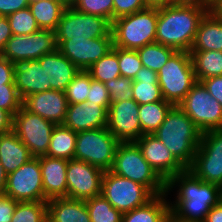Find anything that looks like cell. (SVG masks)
Masks as SVG:
<instances>
[{"mask_svg":"<svg viewBox=\"0 0 222 222\" xmlns=\"http://www.w3.org/2000/svg\"><path fill=\"white\" fill-rule=\"evenodd\" d=\"M177 186L176 201L169 202L174 222H204L210 209L222 201L221 186L198 179L188 169L166 182V193Z\"/></svg>","mask_w":222,"mask_h":222,"instance_id":"1","label":"cell"},{"mask_svg":"<svg viewBox=\"0 0 222 222\" xmlns=\"http://www.w3.org/2000/svg\"><path fill=\"white\" fill-rule=\"evenodd\" d=\"M205 5L171 4L158 9L155 42L190 52Z\"/></svg>","mask_w":222,"mask_h":222,"instance_id":"2","label":"cell"},{"mask_svg":"<svg viewBox=\"0 0 222 222\" xmlns=\"http://www.w3.org/2000/svg\"><path fill=\"white\" fill-rule=\"evenodd\" d=\"M188 169L200 145L202 132L178 105L167 112L164 122L153 134Z\"/></svg>","mask_w":222,"mask_h":222,"instance_id":"3","label":"cell"},{"mask_svg":"<svg viewBox=\"0 0 222 222\" xmlns=\"http://www.w3.org/2000/svg\"><path fill=\"white\" fill-rule=\"evenodd\" d=\"M110 171L144 185L154 196L166 193V182L144 159L135 142L118 145Z\"/></svg>","mask_w":222,"mask_h":222,"instance_id":"4","label":"cell"},{"mask_svg":"<svg viewBox=\"0 0 222 222\" xmlns=\"http://www.w3.org/2000/svg\"><path fill=\"white\" fill-rule=\"evenodd\" d=\"M157 19L158 9L146 8L113 20V47L137 50L146 44L154 43Z\"/></svg>","mask_w":222,"mask_h":222,"instance_id":"5","label":"cell"},{"mask_svg":"<svg viewBox=\"0 0 222 222\" xmlns=\"http://www.w3.org/2000/svg\"><path fill=\"white\" fill-rule=\"evenodd\" d=\"M157 75L163 98L172 105H179L197 82L187 51H175Z\"/></svg>","mask_w":222,"mask_h":222,"instance_id":"6","label":"cell"},{"mask_svg":"<svg viewBox=\"0 0 222 222\" xmlns=\"http://www.w3.org/2000/svg\"><path fill=\"white\" fill-rule=\"evenodd\" d=\"M120 142L106 128L77 132L74 159L109 171Z\"/></svg>","mask_w":222,"mask_h":222,"instance_id":"7","label":"cell"},{"mask_svg":"<svg viewBox=\"0 0 222 222\" xmlns=\"http://www.w3.org/2000/svg\"><path fill=\"white\" fill-rule=\"evenodd\" d=\"M101 194L122 214L145 205L154 195L142 184L105 171Z\"/></svg>","mask_w":222,"mask_h":222,"instance_id":"8","label":"cell"},{"mask_svg":"<svg viewBox=\"0 0 222 222\" xmlns=\"http://www.w3.org/2000/svg\"><path fill=\"white\" fill-rule=\"evenodd\" d=\"M204 133L222 129V105L197 81L178 105Z\"/></svg>","mask_w":222,"mask_h":222,"instance_id":"9","label":"cell"},{"mask_svg":"<svg viewBox=\"0 0 222 222\" xmlns=\"http://www.w3.org/2000/svg\"><path fill=\"white\" fill-rule=\"evenodd\" d=\"M188 170L198 179L222 187V129L202 133L200 145Z\"/></svg>","mask_w":222,"mask_h":222,"instance_id":"10","label":"cell"},{"mask_svg":"<svg viewBox=\"0 0 222 222\" xmlns=\"http://www.w3.org/2000/svg\"><path fill=\"white\" fill-rule=\"evenodd\" d=\"M55 124L21 107L13 116V131L33 157L47 154Z\"/></svg>","mask_w":222,"mask_h":222,"instance_id":"11","label":"cell"},{"mask_svg":"<svg viewBox=\"0 0 222 222\" xmlns=\"http://www.w3.org/2000/svg\"><path fill=\"white\" fill-rule=\"evenodd\" d=\"M112 23L103 17L65 8L55 30L56 39H86L113 36Z\"/></svg>","mask_w":222,"mask_h":222,"instance_id":"12","label":"cell"},{"mask_svg":"<svg viewBox=\"0 0 222 222\" xmlns=\"http://www.w3.org/2000/svg\"><path fill=\"white\" fill-rule=\"evenodd\" d=\"M56 49L55 31L40 29L30 35H12L1 56L14 64H18L39 59Z\"/></svg>","mask_w":222,"mask_h":222,"instance_id":"13","label":"cell"},{"mask_svg":"<svg viewBox=\"0 0 222 222\" xmlns=\"http://www.w3.org/2000/svg\"><path fill=\"white\" fill-rule=\"evenodd\" d=\"M4 195L15 201H44L39 157H33L19 169L7 175Z\"/></svg>","mask_w":222,"mask_h":222,"instance_id":"14","label":"cell"},{"mask_svg":"<svg viewBox=\"0 0 222 222\" xmlns=\"http://www.w3.org/2000/svg\"><path fill=\"white\" fill-rule=\"evenodd\" d=\"M57 49L79 70L86 71L113 48V36L56 39Z\"/></svg>","mask_w":222,"mask_h":222,"instance_id":"15","label":"cell"},{"mask_svg":"<svg viewBox=\"0 0 222 222\" xmlns=\"http://www.w3.org/2000/svg\"><path fill=\"white\" fill-rule=\"evenodd\" d=\"M67 198L87 200L101 194L104 171L82 160H68Z\"/></svg>","mask_w":222,"mask_h":222,"instance_id":"16","label":"cell"},{"mask_svg":"<svg viewBox=\"0 0 222 222\" xmlns=\"http://www.w3.org/2000/svg\"><path fill=\"white\" fill-rule=\"evenodd\" d=\"M139 104L134 99L111 103L106 128L120 143L136 142L141 137Z\"/></svg>","mask_w":222,"mask_h":222,"instance_id":"17","label":"cell"},{"mask_svg":"<svg viewBox=\"0 0 222 222\" xmlns=\"http://www.w3.org/2000/svg\"><path fill=\"white\" fill-rule=\"evenodd\" d=\"M135 143L142 151L144 159L165 182L186 170L153 134H143Z\"/></svg>","mask_w":222,"mask_h":222,"instance_id":"18","label":"cell"},{"mask_svg":"<svg viewBox=\"0 0 222 222\" xmlns=\"http://www.w3.org/2000/svg\"><path fill=\"white\" fill-rule=\"evenodd\" d=\"M22 107L55 125H62L68 109V102L65 92L49 90L26 96L22 99Z\"/></svg>","mask_w":222,"mask_h":222,"instance_id":"19","label":"cell"},{"mask_svg":"<svg viewBox=\"0 0 222 222\" xmlns=\"http://www.w3.org/2000/svg\"><path fill=\"white\" fill-rule=\"evenodd\" d=\"M108 110L94 102L68 104L63 126L75 132L104 128L107 126Z\"/></svg>","mask_w":222,"mask_h":222,"instance_id":"20","label":"cell"},{"mask_svg":"<svg viewBox=\"0 0 222 222\" xmlns=\"http://www.w3.org/2000/svg\"><path fill=\"white\" fill-rule=\"evenodd\" d=\"M44 190V202L53 198L67 197L68 160L39 156Z\"/></svg>","mask_w":222,"mask_h":222,"instance_id":"21","label":"cell"},{"mask_svg":"<svg viewBox=\"0 0 222 222\" xmlns=\"http://www.w3.org/2000/svg\"><path fill=\"white\" fill-rule=\"evenodd\" d=\"M14 85L21 99L38 92L51 90V85H47L46 70L42 68L38 59L16 64Z\"/></svg>","mask_w":222,"mask_h":222,"instance_id":"22","label":"cell"},{"mask_svg":"<svg viewBox=\"0 0 222 222\" xmlns=\"http://www.w3.org/2000/svg\"><path fill=\"white\" fill-rule=\"evenodd\" d=\"M38 60L46 70L47 85H51V90L65 92L68 84L80 71L58 49L43 55Z\"/></svg>","mask_w":222,"mask_h":222,"instance_id":"23","label":"cell"},{"mask_svg":"<svg viewBox=\"0 0 222 222\" xmlns=\"http://www.w3.org/2000/svg\"><path fill=\"white\" fill-rule=\"evenodd\" d=\"M47 222H91L85 200L67 197L47 201Z\"/></svg>","mask_w":222,"mask_h":222,"instance_id":"24","label":"cell"},{"mask_svg":"<svg viewBox=\"0 0 222 222\" xmlns=\"http://www.w3.org/2000/svg\"><path fill=\"white\" fill-rule=\"evenodd\" d=\"M222 51V18L208 10L201 18L190 51Z\"/></svg>","mask_w":222,"mask_h":222,"instance_id":"25","label":"cell"},{"mask_svg":"<svg viewBox=\"0 0 222 222\" xmlns=\"http://www.w3.org/2000/svg\"><path fill=\"white\" fill-rule=\"evenodd\" d=\"M33 156L28 148L11 130L0 135V163L6 174H10L28 162Z\"/></svg>","mask_w":222,"mask_h":222,"instance_id":"26","label":"cell"},{"mask_svg":"<svg viewBox=\"0 0 222 222\" xmlns=\"http://www.w3.org/2000/svg\"><path fill=\"white\" fill-rule=\"evenodd\" d=\"M167 193L154 196L141 207L122 214V222H168L171 219Z\"/></svg>","mask_w":222,"mask_h":222,"instance_id":"27","label":"cell"},{"mask_svg":"<svg viewBox=\"0 0 222 222\" xmlns=\"http://www.w3.org/2000/svg\"><path fill=\"white\" fill-rule=\"evenodd\" d=\"M133 99L139 104H147L164 100L158 84V75L143 66L136 74L132 84Z\"/></svg>","mask_w":222,"mask_h":222,"instance_id":"28","label":"cell"},{"mask_svg":"<svg viewBox=\"0 0 222 222\" xmlns=\"http://www.w3.org/2000/svg\"><path fill=\"white\" fill-rule=\"evenodd\" d=\"M77 132L63 125H55L46 156L74 159Z\"/></svg>","mask_w":222,"mask_h":222,"instance_id":"29","label":"cell"},{"mask_svg":"<svg viewBox=\"0 0 222 222\" xmlns=\"http://www.w3.org/2000/svg\"><path fill=\"white\" fill-rule=\"evenodd\" d=\"M196 80L222 76V51H190Z\"/></svg>","mask_w":222,"mask_h":222,"instance_id":"30","label":"cell"},{"mask_svg":"<svg viewBox=\"0 0 222 222\" xmlns=\"http://www.w3.org/2000/svg\"><path fill=\"white\" fill-rule=\"evenodd\" d=\"M28 8L40 29L55 31L65 9L55 0H35Z\"/></svg>","mask_w":222,"mask_h":222,"instance_id":"31","label":"cell"},{"mask_svg":"<svg viewBox=\"0 0 222 222\" xmlns=\"http://www.w3.org/2000/svg\"><path fill=\"white\" fill-rule=\"evenodd\" d=\"M173 105L165 100L139 105L141 136L154 134L164 122L167 112Z\"/></svg>","mask_w":222,"mask_h":222,"instance_id":"32","label":"cell"},{"mask_svg":"<svg viewBox=\"0 0 222 222\" xmlns=\"http://www.w3.org/2000/svg\"><path fill=\"white\" fill-rule=\"evenodd\" d=\"M92 79L105 83L121 77L118 64V47H113L105 56L93 63L86 70Z\"/></svg>","mask_w":222,"mask_h":222,"instance_id":"33","label":"cell"},{"mask_svg":"<svg viewBox=\"0 0 222 222\" xmlns=\"http://www.w3.org/2000/svg\"><path fill=\"white\" fill-rule=\"evenodd\" d=\"M143 66L158 72L175 52L173 48L154 42L137 49Z\"/></svg>","mask_w":222,"mask_h":222,"instance_id":"34","label":"cell"},{"mask_svg":"<svg viewBox=\"0 0 222 222\" xmlns=\"http://www.w3.org/2000/svg\"><path fill=\"white\" fill-rule=\"evenodd\" d=\"M91 222H122V213L100 194L85 200Z\"/></svg>","mask_w":222,"mask_h":222,"instance_id":"35","label":"cell"},{"mask_svg":"<svg viewBox=\"0 0 222 222\" xmlns=\"http://www.w3.org/2000/svg\"><path fill=\"white\" fill-rule=\"evenodd\" d=\"M11 222H47V202H17Z\"/></svg>","mask_w":222,"mask_h":222,"instance_id":"36","label":"cell"},{"mask_svg":"<svg viewBox=\"0 0 222 222\" xmlns=\"http://www.w3.org/2000/svg\"><path fill=\"white\" fill-rule=\"evenodd\" d=\"M92 77L84 70H80L74 79L68 84L65 95L68 104L83 103L87 99Z\"/></svg>","mask_w":222,"mask_h":222,"instance_id":"37","label":"cell"},{"mask_svg":"<svg viewBox=\"0 0 222 222\" xmlns=\"http://www.w3.org/2000/svg\"><path fill=\"white\" fill-rule=\"evenodd\" d=\"M12 35H30L40 30L29 8L7 16Z\"/></svg>","mask_w":222,"mask_h":222,"instance_id":"38","label":"cell"},{"mask_svg":"<svg viewBox=\"0 0 222 222\" xmlns=\"http://www.w3.org/2000/svg\"><path fill=\"white\" fill-rule=\"evenodd\" d=\"M74 8L80 12L100 16L113 22V0H76Z\"/></svg>","mask_w":222,"mask_h":222,"instance_id":"39","label":"cell"},{"mask_svg":"<svg viewBox=\"0 0 222 222\" xmlns=\"http://www.w3.org/2000/svg\"><path fill=\"white\" fill-rule=\"evenodd\" d=\"M118 64L121 77L134 79L137 72L143 67L137 50L118 48Z\"/></svg>","mask_w":222,"mask_h":222,"instance_id":"40","label":"cell"},{"mask_svg":"<svg viewBox=\"0 0 222 222\" xmlns=\"http://www.w3.org/2000/svg\"><path fill=\"white\" fill-rule=\"evenodd\" d=\"M109 91L110 103H117L133 99V80L126 77H119L104 83Z\"/></svg>","mask_w":222,"mask_h":222,"instance_id":"41","label":"cell"},{"mask_svg":"<svg viewBox=\"0 0 222 222\" xmlns=\"http://www.w3.org/2000/svg\"><path fill=\"white\" fill-rule=\"evenodd\" d=\"M22 107V99L14 84H3L0 86V108L12 116Z\"/></svg>","mask_w":222,"mask_h":222,"instance_id":"42","label":"cell"},{"mask_svg":"<svg viewBox=\"0 0 222 222\" xmlns=\"http://www.w3.org/2000/svg\"><path fill=\"white\" fill-rule=\"evenodd\" d=\"M144 9V0H113V20Z\"/></svg>","mask_w":222,"mask_h":222,"instance_id":"43","label":"cell"},{"mask_svg":"<svg viewBox=\"0 0 222 222\" xmlns=\"http://www.w3.org/2000/svg\"><path fill=\"white\" fill-rule=\"evenodd\" d=\"M86 101L94 102L97 105H102L108 110L111 103H110L109 91L105 87V84L100 81L92 79Z\"/></svg>","mask_w":222,"mask_h":222,"instance_id":"44","label":"cell"},{"mask_svg":"<svg viewBox=\"0 0 222 222\" xmlns=\"http://www.w3.org/2000/svg\"><path fill=\"white\" fill-rule=\"evenodd\" d=\"M17 202L12 197L0 195V222H11Z\"/></svg>","mask_w":222,"mask_h":222,"instance_id":"45","label":"cell"},{"mask_svg":"<svg viewBox=\"0 0 222 222\" xmlns=\"http://www.w3.org/2000/svg\"><path fill=\"white\" fill-rule=\"evenodd\" d=\"M29 0H0V16H8L18 10L28 8Z\"/></svg>","mask_w":222,"mask_h":222,"instance_id":"46","label":"cell"},{"mask_svg":"<svg viewBox=\"0 0 222 222\" xmlns=\"http://www.w3.org/2000/svg\"><path fill=\"white\" fill-rule=\"evenodd\" d=\"M16 64L0 55V86L14 84V70Z\"/></svg>","mask_w":222,"mask_h":222,"instance_id":"47","label":"cell"},{"mask_svg":"<svg viewBox=\"0 0 222 222\" xmlns=\"http://www.w3.org/2000/svg\"><path fill=\"white\" fill-rule=\"evenodd\" d=\"M208 92L222 105V76H213L201 81Z\"/></svg>","mask_w":222,"mask_h":222,"instance_id":"48","label":"cell"},{"mask_svg":"<svg viewBox=\"0 0 222 222\" xmlns=\"http://www.w3.org/2000/svg\"><path fill=\"white\" fill-rule=\"evenodd\" d=\"M12 37L7 16H0V54L4 51L7 41Z\"/></svg>","mask_w":222,"mask_h":222,"instance_id":"49","label":"cell"},{"mask_svg":"<svg viewBox=\"0 0 222 222\" xmlns=\"http://www.w3.org/2000/svg\"><path fill=\"white\" fill-rule=\"evenodd\" d=\"M13 130V116L0 108V134Z\"/></svg>","mask_w":222,"mask_h":222,"instance_id":"50","label":"cell"},{"mask_svg":"<svg viewBox=\"0 0 222 222\" xmlns=\"http://www.w3.org/2000/svg\"><path fill=\"white\" fill-rule=\"evenodd\" d=\"M204 222H222V201L210 209Z\"/></svg>","mask_w":222,"mask_h":222,"instance_id":"51","label":"cell"},{"mask_svg":"<svg viewBox=\"0 0 222 222\" xmlns=\"http://www.w3.org/2000/svg\"><path fill=\"white\" fill-rule=\"evenodd\" d=\"M146 8L161 9L170 4V0H144Z\"/></svg>","mask_w":222,"mask_h":222,"instance_id":"52","label":"cell"},{"mask_svg":"<svg viewBox=\"0 0 222 222\" xmlns=\"http://www.w3.org/2000/svg\"><path fill=\"white\" fill-rule=\"evenodd\" d=\"M7 182V174L0 163V195L4 194Z\"/></svg>","mask_w":222,"mask_h":222,"instance_id":"53","label":"cell"},{"mask_svg":"<svg viewBox=\"0 0 222 222\" xmlns=\"http://www.w3.org/2000/svg\"><path fill=\"white\" fill-rule=\"evenodd\" d=\"M170 4L204 5V0H170Z\"/></svg>","mask_w":222,"mask_h":222,"instance_id":"54","label":"cell"},{"mask_svg":"<svg viewBox=\"0 0 222 222\" xmlns=\"http://www.w3.org/2000/svg\"><path fill=\"white\" fill-rule=\"evenodd\" d=\"M216 16L222 18V0H219L211 9Z\"/></svg>","mask_w":222,"mask_h":222,"instance_id":"55","label":"cell"},{"mask_svg":"<svg viewBox=\"0 0 222 222\" xmlns=\"http://www.w3.org/2000/svg\"><path fill=\"white\" fill-rule=\"evenodd\" d=\"M56 2L60 3L65 8L74 7L76 0H55Z\"/></svg>","mask_w":222,"mask_h":222,"instance_id":"56","label":"cell"},{"mask_svg":"<svg viewBox=\"0 0 222 222\" xmlns=\"http://www.w3.org/2000/svg\"><path fill=\"white\" fill-rule=\"evenodd\" d=\"M219 0H204V5L210 10Z\"/></svg>","mask_w":222,"mask_h":222,"instance_id":"57","label":"cell"}]
</instances>
